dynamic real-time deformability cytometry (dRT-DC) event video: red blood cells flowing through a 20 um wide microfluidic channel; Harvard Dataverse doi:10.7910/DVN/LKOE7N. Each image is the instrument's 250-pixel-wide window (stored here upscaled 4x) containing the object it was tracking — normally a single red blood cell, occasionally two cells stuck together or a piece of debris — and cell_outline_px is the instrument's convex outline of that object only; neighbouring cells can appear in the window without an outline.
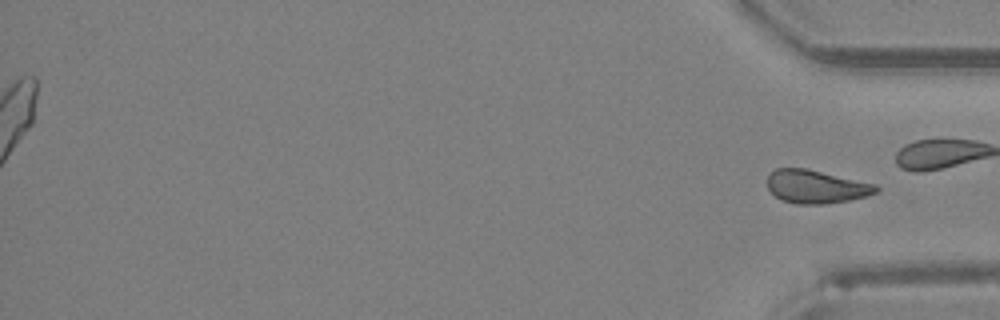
{"species": "Egyptian fruit bat (a non-hibernating species)", "species_latin": "Rousettus aegyptiacus", "temperature_condition": "room temperature", "stored_images_in_passage": 38, "segment_of_instrument_passage": [2, 2], "camera_frame_rate_fps": 3000, "um_per_image_px": 0.085, "animal": {"sex": "female"}, "frame": {"image": 1, "passage_image": 38, "time_ms": 12.333, "image_size_px": [1000, 320], "cell_outline_px": [[880, 188], [876, 192], [868, 196], [848, 200], [824, 204], [796, 204], [784, 200], [776, 196], [768, 188], [768, 172], [776, 168], [804, 168], [876, 184]], "centroid_in_image_um": [69.36, 15.86], "position_along_channel_um": 365.8, "area_um2": 20.92}}